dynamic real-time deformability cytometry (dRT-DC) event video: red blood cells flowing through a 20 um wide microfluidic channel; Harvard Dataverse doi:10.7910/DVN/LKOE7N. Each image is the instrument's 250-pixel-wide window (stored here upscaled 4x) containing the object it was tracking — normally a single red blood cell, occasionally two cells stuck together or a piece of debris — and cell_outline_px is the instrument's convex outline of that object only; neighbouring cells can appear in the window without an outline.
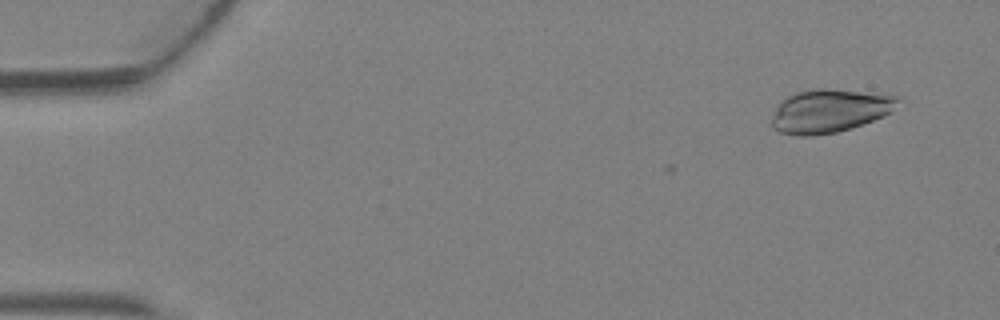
{"species": "Egyptian fruit bat (a non-hibernating species)", "species_latin": "Rousettus aegyptiacus", "temperature_condition": "warm", "stored_images_in_passage": 4, "camera_frame_rate_fps": 3000, "um_per_image_px": 0.085, "animal": {"sex": "female"}, "frame": {"image": 1, "passage_image": 1, "time_ms": 0.0, "image_size_px": [1000, 320], "cell_outline_px": [[904, 100], [892, 112], [884, 116], [852, 128], [836, 132], [812, 136], [796, 136], [780, 132], [772, 128], [772, 116], [780, 100], [796, 92], [812, 88], [824, 88], [900, 96]], "centroid_in_image_um": [70.54, 9.42], "position_along_channel_um": 14.5, "area_um2": 32.25}}
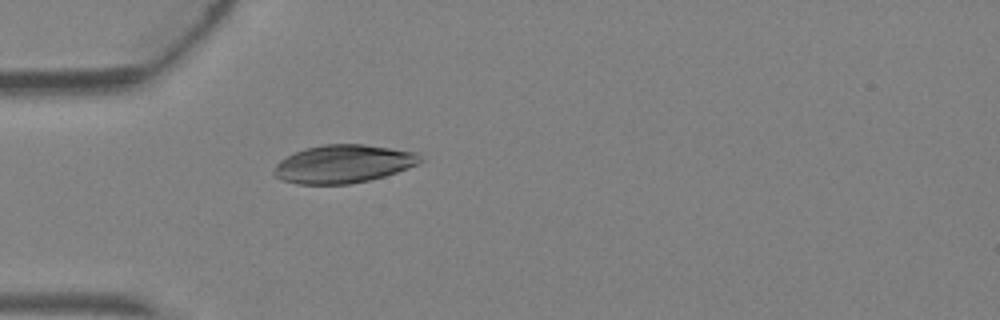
{"frame": {"image": 2, "passage_image": 4, "time_ms": 1.0, "image_size_px": [1000, 320], "cell_outline_px": [[424, 160], [408, 168], [384, 176], [368, 180], [348, 184], [296, 184], [284, 180], [276, 176], [272, 172], [276, 164], [280, 160], [304, 148], [324, 144], [364, 144], [416, 152]], "centroid_in_image_um": [29.17, 13.93], "position_along_channel_um": 55.8, "area_um2": 32.31}}